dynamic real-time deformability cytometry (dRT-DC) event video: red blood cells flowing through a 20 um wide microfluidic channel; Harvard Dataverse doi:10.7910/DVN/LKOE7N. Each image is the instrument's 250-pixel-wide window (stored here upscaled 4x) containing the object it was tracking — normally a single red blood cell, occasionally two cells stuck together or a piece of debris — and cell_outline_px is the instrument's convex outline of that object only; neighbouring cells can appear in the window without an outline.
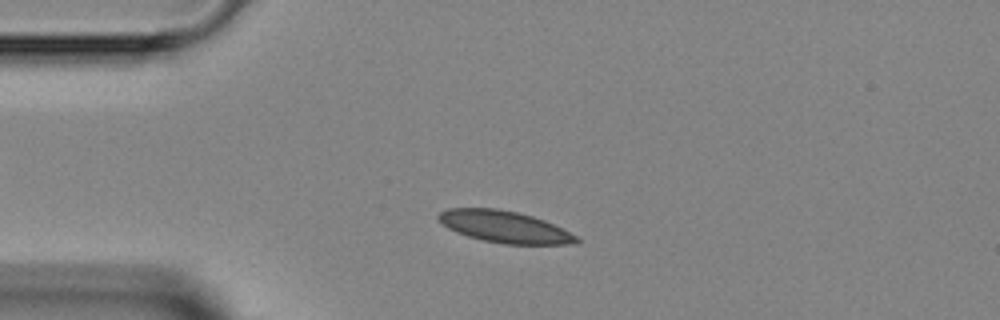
{"species": "Egyptian fruit bat (a non-hibernating species)", "species_latin": "Rousettus aegyptiacus", "temperature_condition": "room temperature", "stored_images_in_passage": 43, "camera_frame_rate_fps": 3000, "um_per_image_px": 0.085, "animal": {"sex": "female"}, "frame": {"image": 1, "passage_image": 7, "time_ms": 2.0, "image_size_px": [1000, 320], "cell_outline_px": [[580, 240], [576, 244], [504, 244], [484, 240], [468, 236], [456, 232], [448, 228], [436, 216], [440, 212], [448, 208], [496, 208], [516, 212], [532, 216], [544, 220], [576, 236]], "centroid_in_image_um": [42.86, 19.27], "position_along_channel_um": 42.1, "area_um2": 25.2}}
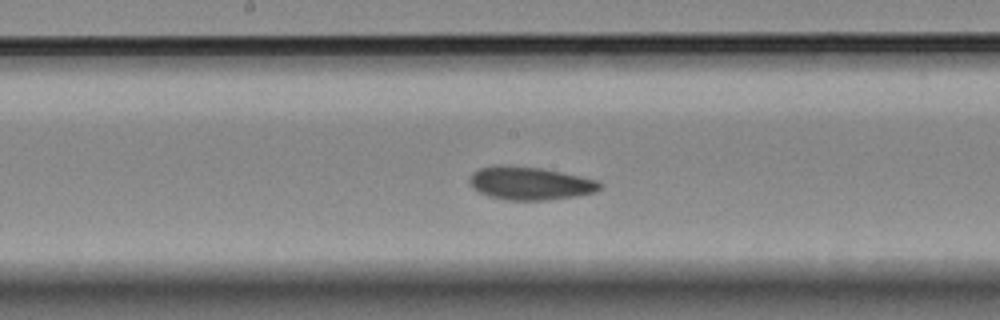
{"frame": {"image": 2, "passage_image": 20, "time_ms": 6.333, "image_size_px": [1000, 320], "cell_outline_px": [[604, 184], [596, 192], [576, 196], [548, 200], [504, 200], [488, 196], [472, 188], [468, 180], [472, 172], [480, 168], [492, 164], [504, 164], [540, 168], [600, 180]], "centroid_in_image_um": [45.03, 15.57], "position_along_channel_um": 203.2, "area_um2": 25.55}}
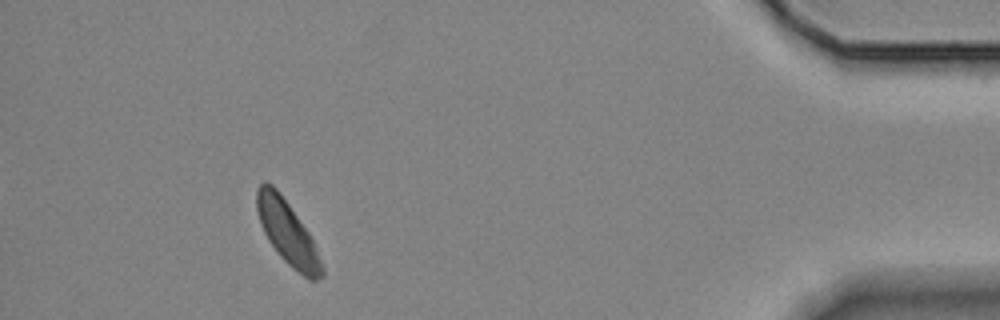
{"frame": {"image": 3, "passage_image": 39, "time_ms": 12.667, "image_size_px": [1000, 320], "cell_outline_px": [[324, 276], [316, 280], [308, 280], [292, 268], [280, 256], [268, 240], [260, 224], [256, 208], [256, 192], [260, 184], [264, 180], [272, 184], [280, 192], [308, 232], [316, 248], [324, 268]], "centroid_in_image_um": [24.43, 19.78], "position_along_channel_um": 410.8, "area_um2": 24.04}}